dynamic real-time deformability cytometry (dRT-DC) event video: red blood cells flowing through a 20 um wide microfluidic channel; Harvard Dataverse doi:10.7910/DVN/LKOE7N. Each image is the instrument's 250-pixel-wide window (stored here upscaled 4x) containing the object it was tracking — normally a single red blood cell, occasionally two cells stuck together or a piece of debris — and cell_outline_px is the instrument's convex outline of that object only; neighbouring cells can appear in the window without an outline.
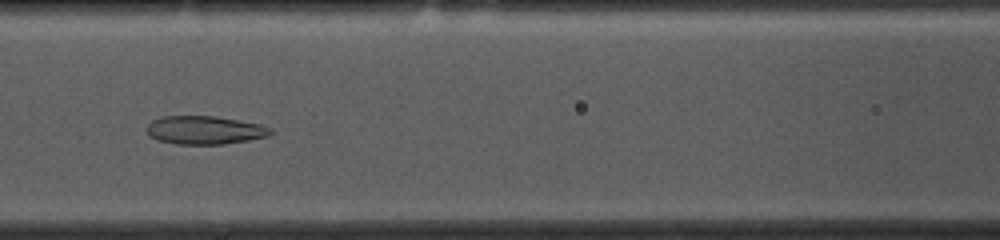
{"species": "common noctule bat (a hibernating species)", "species_latin": "Nyctalus noctula", "temperature_condition": "cold", "stored_images_in_passage": 53, "camera_frame_rate_fps": 3000, "um_per_image_px": 0.085, "animal": {"sex": "female", "body_mass_g": 10.0, "forearm_length_mm": 53.1}, "frame": {"image": 1, "passage_image": 22, "time_ms": 7.0, "image_size_px": [1000, 240], "cell_outline_px": [[276, 132], [268, 136], [248, 140], [224, 144], [176, 144], [160, 140], [152, 136], [148, 132], [148, 124], [152, 120], [160, 116], [216, 116], [240, 120], [260, 124], [272, 128]], "centroid_in_image_um": [17.47, 11.05], "position_along_channel_um": 149.1, "area_um2": 20.46}}
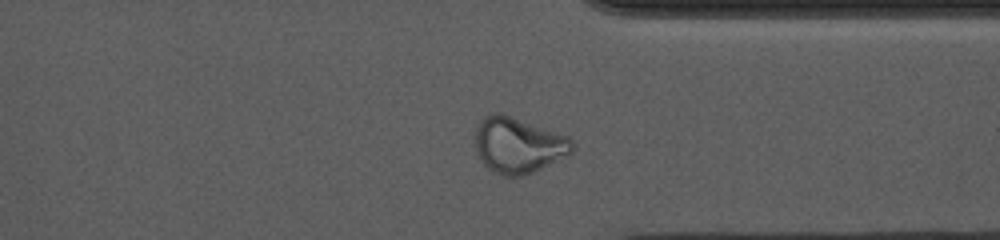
{"frame": {"image": 2, "passage_image": 40, "time_ms": 13.0, "image_size_px": [1000, 240], "cell_outline_px": [[576, 148], [572, 152], [532, 172], [520, 176], [504, 176], [492, 172], [480, 160], [476, 148], [476, 128], [480, 120], [484, 116], [496, 112], [500, 112], [568, 136], [572, 140]], "centroid_in_image_um": [44.03, 12.33], "position_along_channel_um": 367.4, "area_um2": 31.33}}
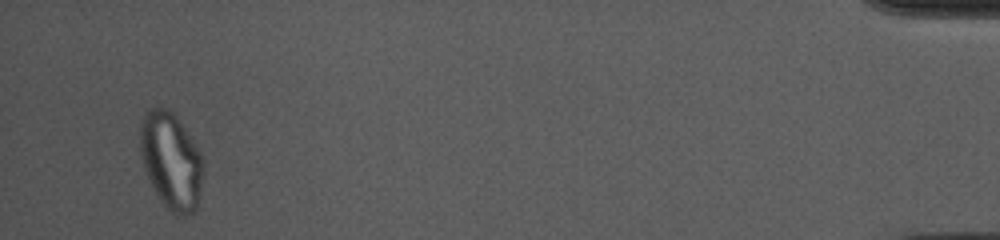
{"frame": {"image": 3, "passage_image": 51, "time_ms": 16.667, "image_size_px": [1000, 240], "cell_outline_px": [[204, 164], [200, 200], [196, 208], [192, 212], [184, 216], [176, 216], [160, 200], [144, 168], [140, 152], [140, 124], [148, 108], [168, 108], [176, 116], [200, 152]], "centroid_in_image_um": [14.56, 13.68], "position_along_channel_um": 420.6, "area_um2": 35.43}, "authors_computed_cell_mechanics": {"area_um2": 26.4146, "velocity_mm_per_s": 3.6802, "shape_relaxation_time_tau1_ms": null, "shape_relaxation_time_tau2_ms": 1.8839, "deformation_change_tau1": null, "deformation_change_tau2": 0.0914}}